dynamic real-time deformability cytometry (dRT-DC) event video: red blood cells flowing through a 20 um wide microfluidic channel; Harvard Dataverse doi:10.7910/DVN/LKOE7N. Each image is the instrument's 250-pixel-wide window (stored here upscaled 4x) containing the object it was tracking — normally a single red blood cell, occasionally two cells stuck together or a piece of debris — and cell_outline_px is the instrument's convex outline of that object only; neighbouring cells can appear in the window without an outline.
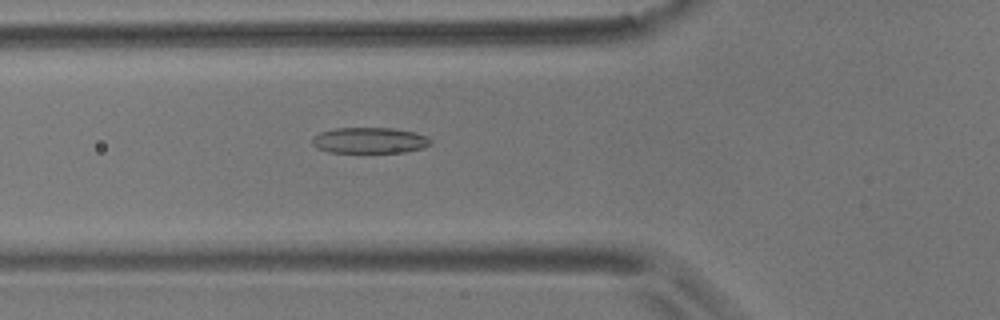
{"species": "common noctule bat (a hibernating species)", "species_latin": "Nyctalus noctula", "temperature_condition": "room temperature", "stored_images_in_passage": 40, "camera_frame_rate_fps": 3000, "um_per_image_px": 0.085, "animal": {"sex": "male", "body_mass_g": 17.9}, "frame": {"image": 1, "passage_image": 3, "time_ms": 0.667, "image_size_px": [1000, 320], "cell_outline_px": [[432, 144], [424, 148], [404, 152], [328, 152], [316, 148], [312, 144], [312, 136], [320, 132], [336, 128], [392, 128], [412, 132], [428, 136], [432, 140]], "centroid_in_image_um": [31.41, 11.93], "position_along_channel_um": 94.4, "area_um2": 17.98}}
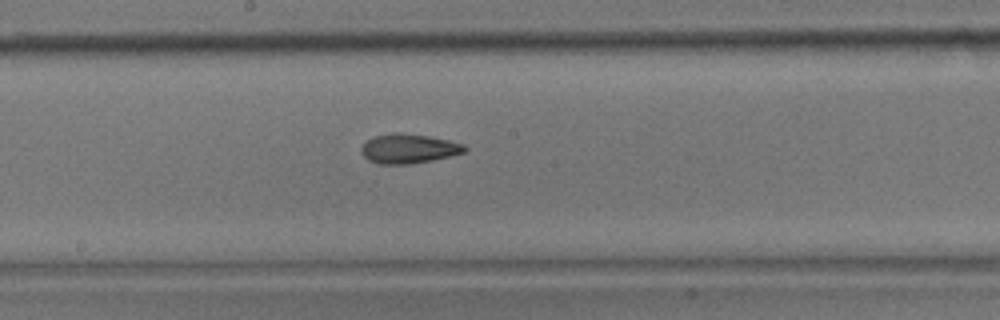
{"frame": {"image": 2, "passage_image": 13, "time_ms": 4.0, "image_size_px": [1000, 320], "cell_outline_px": [[468, 148], [464, 152], [432, 160], [412, 164], [380, 164], [368, 160], [360, 152], [360, 148], [372, 136], [396, 132], [400, 132], [428, 136], [448, 140], [464, 144]], "centroid_in_image_um": [34.71, 12.63], "position_along_channel_um": 213.5, "area_um2": 17.74}}
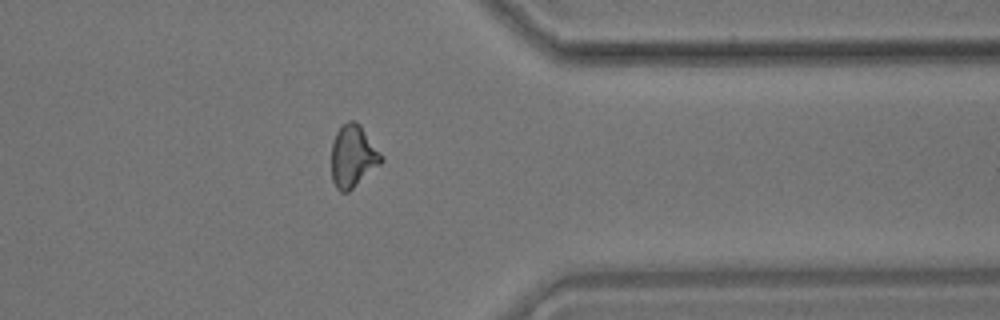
{"frame": {"image": 3, "passage_image": 28, "time_ms": 9.0, "image_size_px": [1000, 320], "cell_outline_px": [[384, 160], [380, 164], [348, 192], [340, 192], [336, 188], [332, 180], [332, 140], [336, 132], [348, 120], [356, 120], [360, 124]], "centroid_in_image_um": [29.97, 13.28], "position_along_channel_um": 381.4, "area_um2": 17.8}}